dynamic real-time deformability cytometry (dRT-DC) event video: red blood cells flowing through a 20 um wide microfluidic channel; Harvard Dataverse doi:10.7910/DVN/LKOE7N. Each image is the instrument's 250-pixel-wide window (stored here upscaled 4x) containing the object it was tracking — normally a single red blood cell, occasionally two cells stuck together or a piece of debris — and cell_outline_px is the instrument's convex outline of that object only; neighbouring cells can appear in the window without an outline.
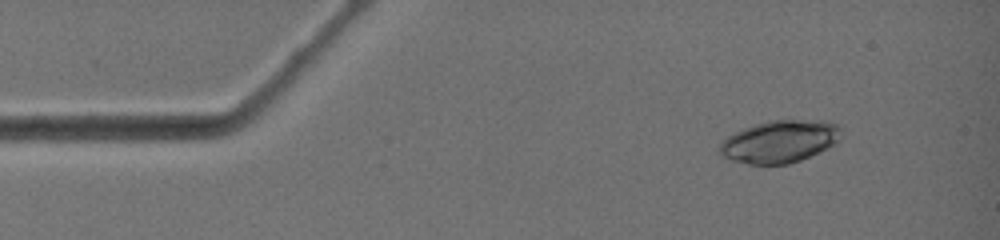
{"species": "common noctule bat (a hibernating species)", "species_latin": "Nyctalus noctula", "temperature_condition": "warm", "stored_images_in_passage": 4, "camera_frame_rate_fps": 3000, "um_per_image_px": 0.085, "animal": {"sex": "female", "body_mass_g": 19.0, "forearm_length_mm": 51.5}, "frame": {"image": 1, "passage_image": 1, "time_ms": 0.0, "image_size_px": [1000, 240], "cell_outline_px": [[840, 140], [836, 144], [828, 148], [800, 160], [788, 164], [748, 164], [732, 160], [720, 156], [720, 144], [728, 136], [744, 128], [768, 120], [828, 120], [840, 124]], "centroid_in_image_um": [66.32, 12.02], "position_along_channel_um": 18.7, "area_um2": 30.11}}